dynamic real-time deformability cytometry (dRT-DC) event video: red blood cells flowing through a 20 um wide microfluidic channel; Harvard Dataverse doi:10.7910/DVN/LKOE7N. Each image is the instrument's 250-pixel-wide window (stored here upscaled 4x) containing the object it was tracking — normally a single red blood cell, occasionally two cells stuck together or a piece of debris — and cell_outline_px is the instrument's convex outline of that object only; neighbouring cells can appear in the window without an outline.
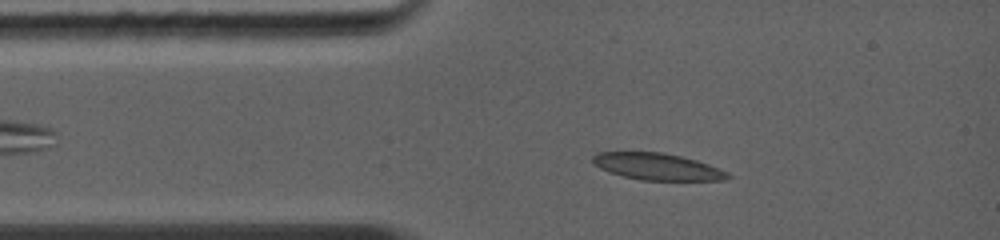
{"species": "common noctule bat (a hibernating species)", "species_latin": "Nyctalus noctula", "temperature_condition": "warm", "stored_images_in_passage": 41, "camera_frame_rate_fps": 5000, "um_per_image_px": 0.085, "animal": {"sex": "female", "body_mass_g": 19.0, "forearm_length_mm": 56.7}, "frame": {"image": 1, "passage_image": 8, "time_ms": 1.4, "image_size_px": [1000, 240], "cell_outline_px": [[732, 176], [728, 180], [640, 180], [608, 172], [592, 164], [592, 156], [600, 152], [660, 152], [680, 156], [696, 160], [708, 164], [728, 172]], "centroid_in_image_um": [55.86, 14.17], "position_along_channel_um": 29.1, "area_um2": 21.04}}
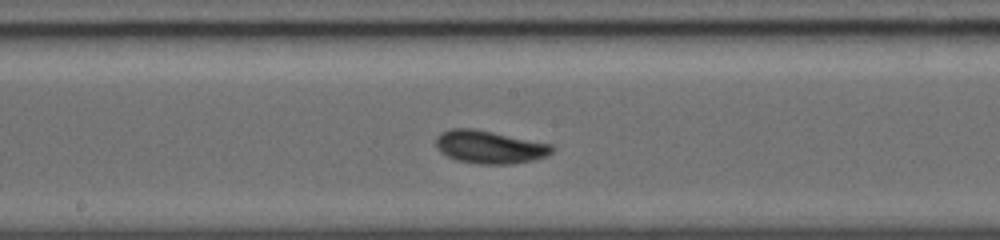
{"frame": {"image": 2, "passage_image": 25, "time_ms": 5.8, "image_size_px": [1000, 240], "cell_outline_px": [[556, 148], [548, 156], [536, 160], [512, 164], [480, 164], [456, 160], [440, 152], [436, 148], [436, 136], [440, 132], [452, 128], [472, 128], [552, 144]], "centroid_in_image_um": [41.63, 12.5], "position_along_channel_um": 206.6, "area_um2": 22.48}}
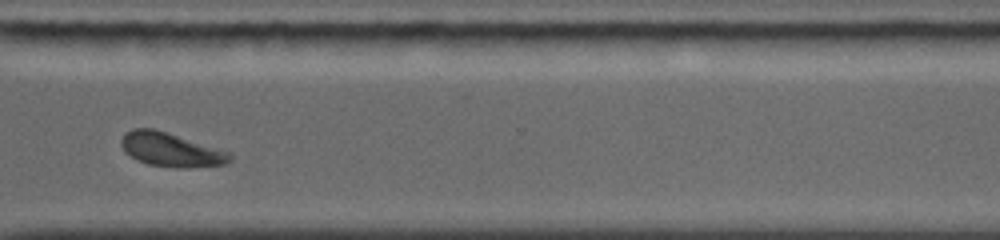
{"frame": {"image": 3, "passage_image": 38, "time_ms": 9.2, "image_size_px": [1000, 240], "cell_outline_px": [[232, 160], [228, 164], [180, 168], [148, 164], [136, 160], [124, 152], [120, 144], [120, 140], [124, 132], [132, 128], [156, 128], [232, 152]], "centroid_in_image_um": [14.53, 12.7], "position_along_channel_um": 356.1, "area_um2": 21.96}, "authors_computed_cell_mechanics": {"area_um2": 21.5016, "velocity_mm_per_s": 4.3799, "shape_relaxation_time_tau1_ms": 2.4804, "shape_relaxation_time_tau2_ms": 2.208, "deformation_change_tau1": 0.0979, "deformation_change_tau2": 0.0706}}